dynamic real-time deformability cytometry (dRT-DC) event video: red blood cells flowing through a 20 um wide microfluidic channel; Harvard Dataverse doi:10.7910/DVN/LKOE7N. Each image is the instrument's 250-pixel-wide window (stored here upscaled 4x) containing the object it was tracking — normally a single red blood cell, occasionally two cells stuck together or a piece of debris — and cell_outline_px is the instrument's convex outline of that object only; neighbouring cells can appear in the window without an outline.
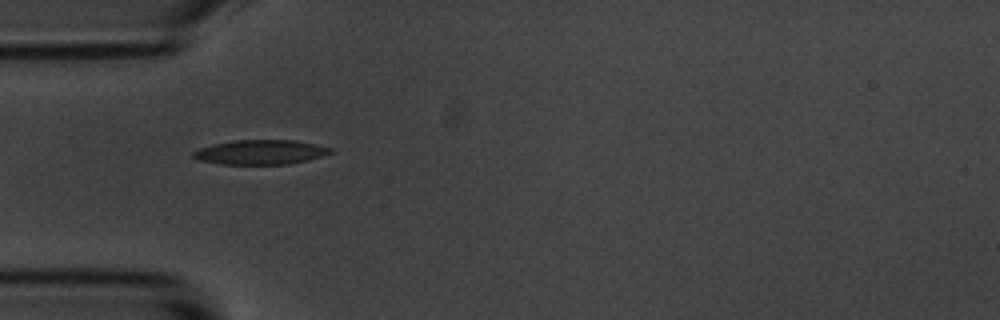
{"species": "common noctule bat (a hibernating species)", "species_latin": "Nyctalus noctula", "temperature_condition": "room temperature", "stored_images_in_passage": 22, "camera_frame_rate_fps": 3000, "um_per_image_px": 0.085, "animal": {"sex": "male", "body_mass_g": 20.1, "forearm_length_mm": 53.5}, "frame": {"image": 1, "passage_image": 1, "time_ms": 0.0, "image_size_px": [1000, 320], "cell_outline_px": [[332, 152], [308, 160], [288, 164], [220, 164], [196, 160], [192, 156], [192, 152], [200, 148], [212, 144], [232, 140], [296, 140], [332, 148]], "centroid_in_image_um": [22.09, 12.93], "position_along_channel_um": 62.9, "area_um2": 19.65}}
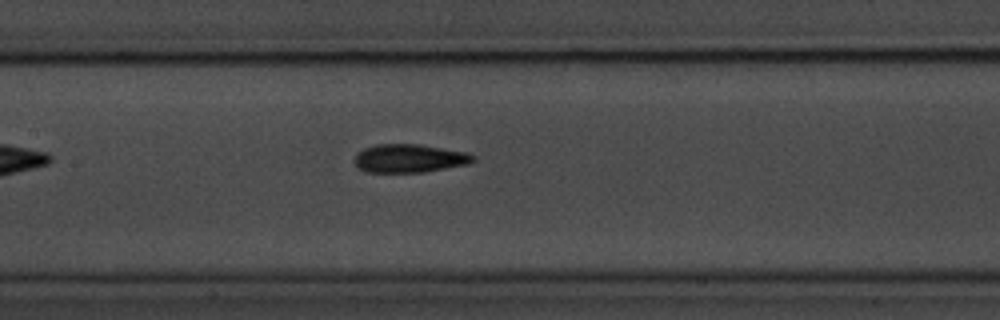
{"frame": {"image": 2, "passage_image": 10, "time_ms": 3.0, "image_size_px": [1000, 320], "cell_outline_px": [[476, 160], [468, 164], [424, 172], [368, 172], [360, 168], [352, 160], [356, 152], [364, 148], [376, 144], [420, 144], [468, 152], [476, 156]], "centroid_in_image_um": [34.81, 13.45], "position_along_channel_um": 172.6, "area_um2": 19.83}}
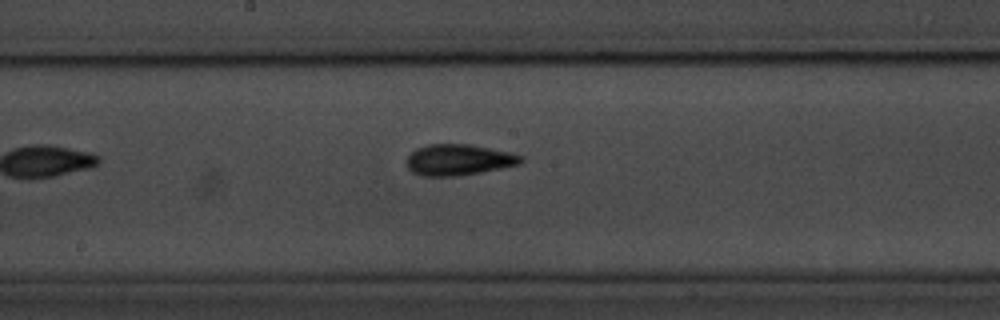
{"frame": {"image": 3, "passage_image": 13, "time_ms": 4.0, "image_size_px": [1000, 320], "cell_outline_px": [[524, 160], [520, 164], [480, 172], [456, 176], [420, 176], [412, 172], [408, 168], [408, 156], [416, 148], [428, 144], [468, 144], [492, 148], [524, 156]], "centroid_in_image_um": [38.99, 13.58], "position_along_channel_um": 209.2, "area_um2": 20.63}}